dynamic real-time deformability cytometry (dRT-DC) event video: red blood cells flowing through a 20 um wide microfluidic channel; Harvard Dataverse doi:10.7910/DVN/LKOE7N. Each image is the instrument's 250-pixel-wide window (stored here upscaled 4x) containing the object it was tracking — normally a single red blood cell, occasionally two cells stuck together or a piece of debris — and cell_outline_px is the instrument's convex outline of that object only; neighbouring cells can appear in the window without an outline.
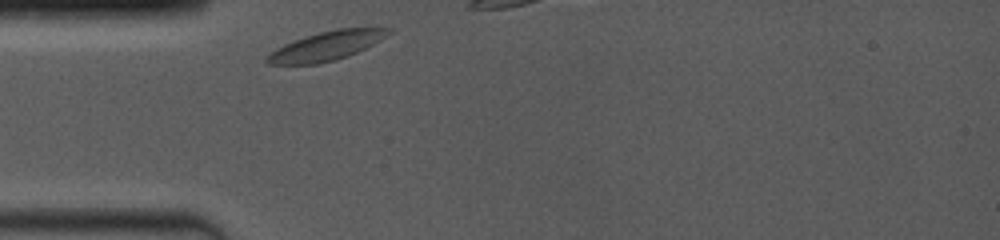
{"species": "common noctule bat (a hibernating species)", "species_latin": "Nyctalus noctula", "temperature_condition": "room temperature", "stored_images_in_passage": 10, "camera_frame_rate_fps": 4000, "um_per_image_px": 0.085, "animal": {"sex": "female", "body_mass_g": 19.0, "forearm_length_mm": 53.3}, "frame": {"image": 1, "passage_image": 1, "time_ms": 0.0, "image_size_px": [1000, 240], "cell_outline_px": [[392, 32], [380, 40], [348, 56], [336, 60], [316, 64], [268, 64], [264, 60], [276, 48], [284, 44], [304, 36], [320, 32], [340, 28], [392, 28]], "centroid_in_image_um": [27.74, 3.9], "position_along_channel_um": 57.3, "area_um2": 20.29}}
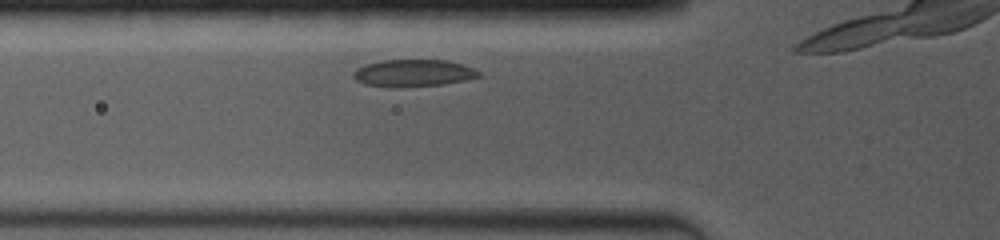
{"frame": {"image": 2, "passage_image": 5, "time_ms": 1.0, "image_size_px": [1000, 240], "cell_outline_px": [[480, 76], [464, 80], [444, 84], [404, 88], [392, 88], [364, 84], [356, 80], [352, 76], [352, 72], [356, 68], [368, 64], [384, 60], [448, 60], [472, 68], [480, 72]], "centroid_in_image_um": [35.08, 6.23], "position_along_channel_um": 90.7, "area_um2": 19.94}}
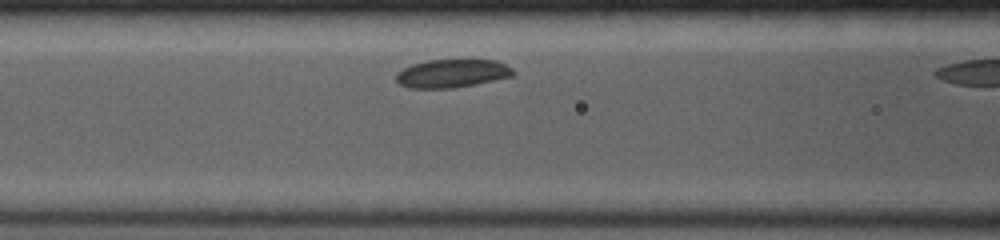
{"frame": {"image": 3, "passage_image": 9, "time_ms": 2.0, "image_size_px": [1000, 240], "cell_outline_px": [[516, 72], [512, 76], [452, 88], [408, 88], [400, 84], [396, 80], [396, 72], [412, 64], [428, 60], [496, 60], [512, 68]], "centroid_in_image_um": [38.39, 6.23], "position_along_channel_um": 128.2, "area_um2": 19.07}}